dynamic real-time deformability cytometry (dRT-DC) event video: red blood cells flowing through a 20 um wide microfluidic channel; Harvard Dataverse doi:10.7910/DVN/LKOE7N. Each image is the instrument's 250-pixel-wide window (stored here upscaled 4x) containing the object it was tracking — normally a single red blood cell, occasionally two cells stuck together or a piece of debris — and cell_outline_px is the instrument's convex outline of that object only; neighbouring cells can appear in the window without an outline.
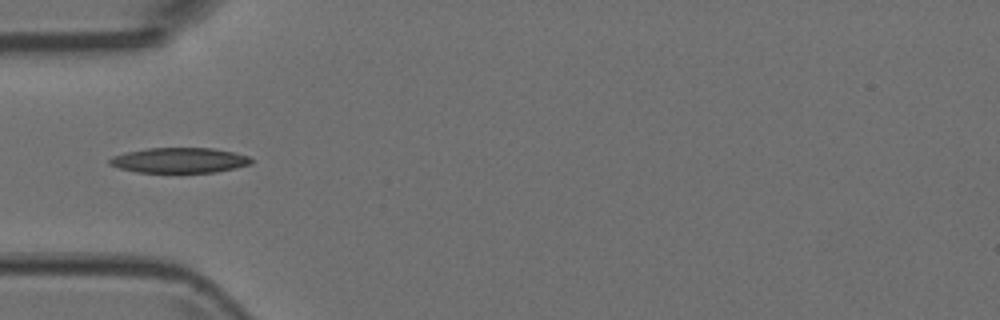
{"species": "Egyptian fruit bat (a non-hibernating species)", "species_latin": "Rousettus aegyptiacus", "temperature_condition": "room temperature", "stored_images_in_passage": 4, "camera_frame_rate_fps": 3000, "um_per_image_px": 0.085, "animal": {"sex": "female"}, "frame": {"image": 1, "passage_image": 4, "time_ms": 1.0, "image_size_px": [1000, 320], "cell_outline_px": [[252, 164], [236, 168], [216, 172], [136, 172], [120, 168], [108, 164], [108, 160], [112, 156], [128, 152], [148, 148], [212, 148], [232, 152], [248, 156], [252, 160]], "centroid_in_image_um": [15.25, 13.63], "position_along_channel_um": 69.7, "area_um2": 20.69}}